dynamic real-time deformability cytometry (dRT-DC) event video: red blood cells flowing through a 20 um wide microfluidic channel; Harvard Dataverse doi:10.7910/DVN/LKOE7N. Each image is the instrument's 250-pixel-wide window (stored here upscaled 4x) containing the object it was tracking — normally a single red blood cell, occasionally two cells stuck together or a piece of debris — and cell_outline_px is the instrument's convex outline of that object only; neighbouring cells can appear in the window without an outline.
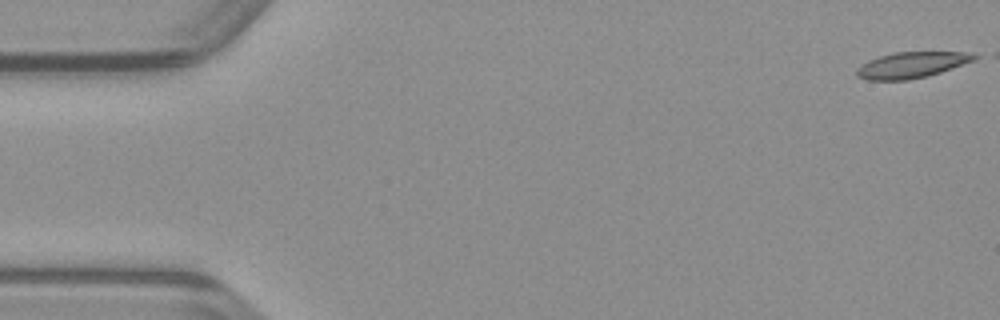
{"species": "common noctule bat (a hibernating species)", "species_latin": "Nyctalus noctula", "temperature_condition": "warm", "stored_images_in_passage": 43, "camera_frame_rate_fps": 3000, "um_per_image_px": 0.085, "animal": {"sex": "male", "body_mass_g": 23.1, "forearm_length_mm": 52.7}, "frame": {"image": 1, "passage_image": 1, "time_ms": 0.0, "image_size_px": [1000, 320], "cell_outline_px": [[980, 56], [972, 60], [952, 68], [928, 76], [908, 80], [868, 80], [856, 76], [856, 68], [860, 64], [868, 60], [892, 52], [976, 52]], "centroid_in_image_um": [77.46, 5.52], "position_along_channel_um": 7.5, "area_um2": 17.92}}
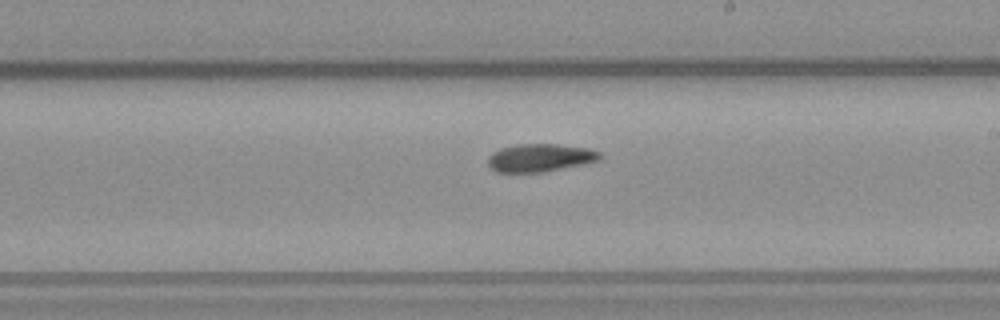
{"frame": {"image": 2, "passage_image": 28, "time_ms": 9.0, "image_size_px": [1000, 320], "cell_outline_px": [[604, 156], [600, 160], [584, 164], [544, 172], [496, 172], [488, 164], [488, 156], [492, 152], [500, 148], [520, 144], [556, 144], [588, 148], [600, 152]], "centroid_in_image_um": [45.93, 13.41], "position_along_channel_um": 243.1, "area_um2": 18.32}}
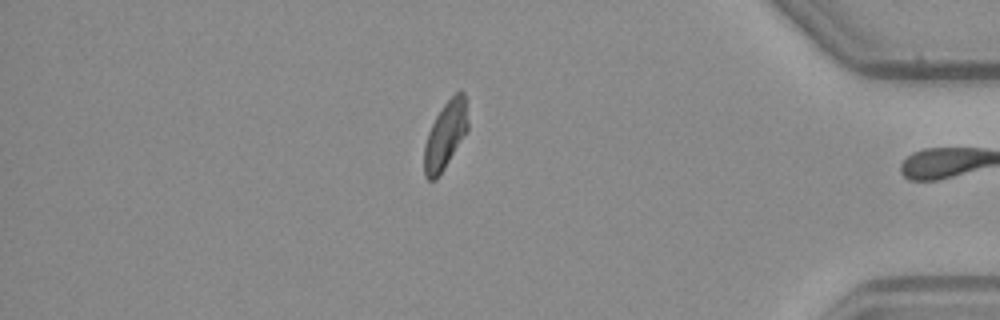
{"frame": {"image": 3, "passage_image": 42, "time_ms": 13.667, "image_size_px": [1000, 320], "cell_outline_px": [[468, 128], [444, 168], [436, 180], [428, 180], [424, 176], [424, 144], [428, 132], [436, 116], [444, 104], [456, 92], [464, 92], [468, 124]], "centroid_in_image_um": [37.82, 11.51], "position_along_channel_um": 397.4, "area_um2": 16.82}}